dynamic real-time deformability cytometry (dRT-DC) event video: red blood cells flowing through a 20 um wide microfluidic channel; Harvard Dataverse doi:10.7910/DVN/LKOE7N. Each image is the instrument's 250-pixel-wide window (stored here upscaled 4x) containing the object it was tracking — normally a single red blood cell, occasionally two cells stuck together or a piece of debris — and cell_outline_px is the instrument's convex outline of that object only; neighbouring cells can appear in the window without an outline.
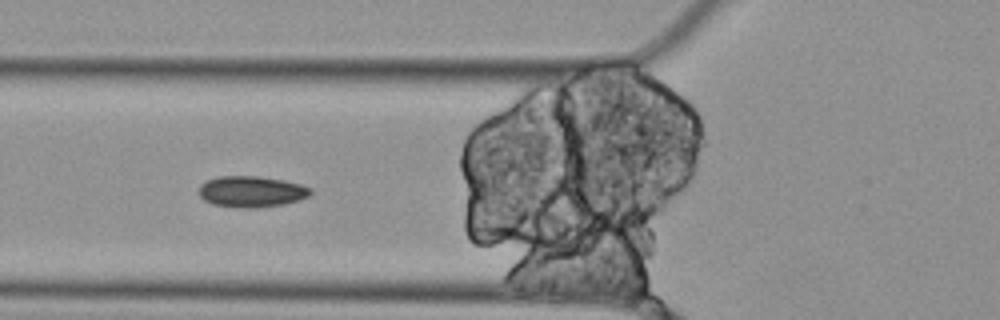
{"species": "Egyptian fruit bat (a non-hibernating species)", "species_latin": "Rousettus aegyptiacus", "temperature_condition": "cold", "stored_images_in_passage": 4, "camera_frame_rate_fps": 3000, "um_per_image_px": 0.085, "animal": {"sex": "female"}, "frame": {"image": 1, "passage_image": 4, "time_ms": 1.0, "image_size_px": [1000, 320], "cell_outline_px": [[312, 192], [308, 196], [300, 200], [284, 204], [252, 208], [240, 208], [212, 204], [204, 200], [200, 196], [200, 184], [208, 180], [220, 176], [256, 176], [284, 180], [300, 184], [312, 188]], "centroid_in_image_um": [21.39, 16.29], "position_along_channel_um": 104.4, "area_um2": 20.23}}